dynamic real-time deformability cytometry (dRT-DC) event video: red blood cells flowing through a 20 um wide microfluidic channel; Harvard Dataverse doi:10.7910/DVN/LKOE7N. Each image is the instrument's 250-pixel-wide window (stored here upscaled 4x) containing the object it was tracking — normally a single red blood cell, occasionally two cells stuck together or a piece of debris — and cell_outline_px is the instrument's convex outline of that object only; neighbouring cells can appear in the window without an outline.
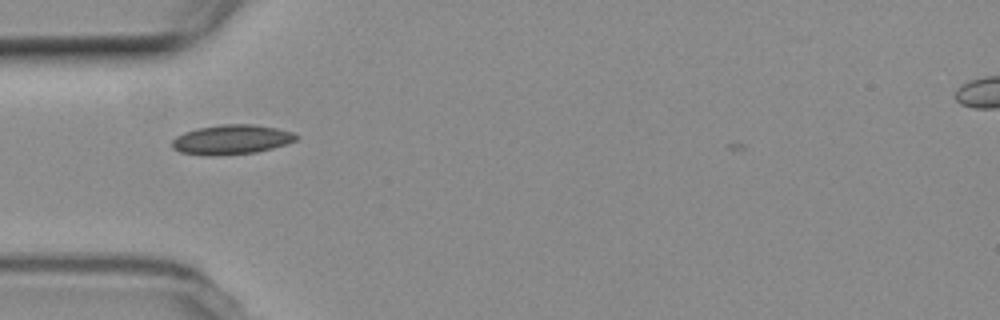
{"species": "common noctule bat (a hibernating species)", "species_latin": "Nyctalus noctula", "temperature_condition": "room temperature", "stored_images_in_passage": 5, "camera_frame_rate_fps": 3000, "um_per_image_px": 0.085, "animal": {"sex": "female", "body_mass_g": 19.3, "forearm_length_mm": 54.1}, "frame": {"image": 1, "passage_image": 1, "time_ms": 0.0, "image_size_px": [1000, 320], "cell_outline_px": [[300, 136], [296, 140], [272, 148], [256, 152], [212, 156], [208, 156], [180, 152], [172, 148], [172, 140], [176, 136], [184, 132], [196, 128], [224, 124], [256, 124], [276, 128], [292, 132]], "centroid_in_image_um": [19.65, 11.86], "position_along_channel_um": 65.3, "area_um2": 21.44}}
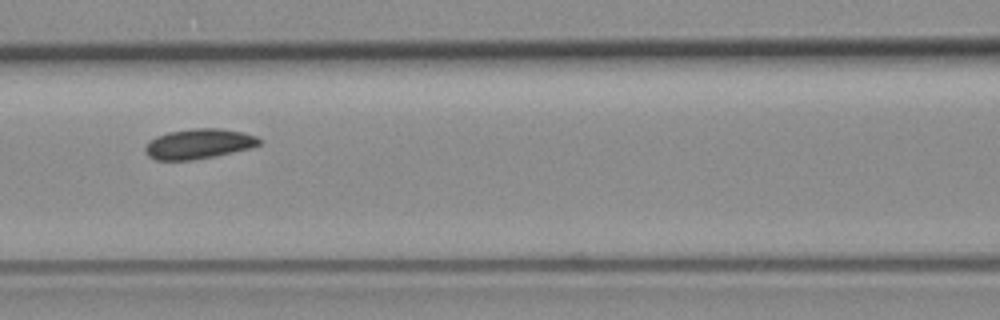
{"frame": {"image": 2, "passage_image": 3, "time_ms": 2.333, "image_size_px": [1000, 320], "cell_outline_px": [[264, 140], [260, 144], [252, 148], [216, 156], [192, 160], [156, 160], [148, 156], [144, 152], [144, 148], [148, 140], [156, 136], [168, 132], [192, 128], [220, 128], [244, 132], [256, 136]], "centroid_in_image_um": [16.9, 12.22], "position_along_channel_um": 149.7, "area_um2": 20.35}}
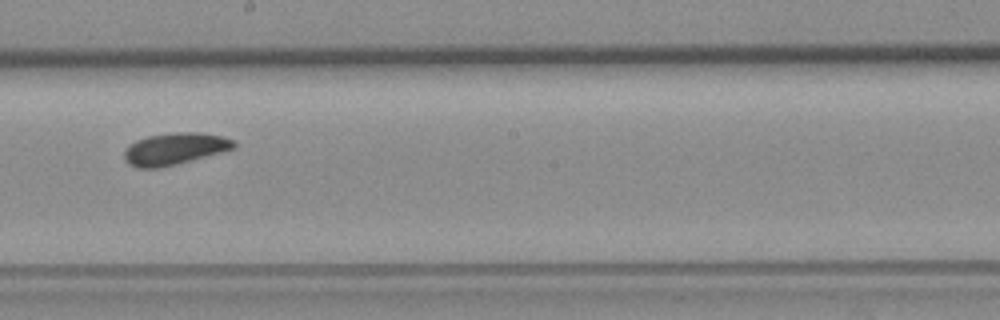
{"frame": {"image": 3, "passage_image": 5, "time_ms": 4.667, "image_size_px": [1000, 320], "cell_outline_px": [[236, 148], [156, 168], [136, 168], [128, 164], [124, 156], [124, 148], [136, 140], [148, 136], [176, 132], [200, 132], [220, 136], [232, 140], [236, 144]], "centroid_in_image_um": [14.79, 12.63], "position_along_channel_um": 233.4, "area_um2": 19.94}}